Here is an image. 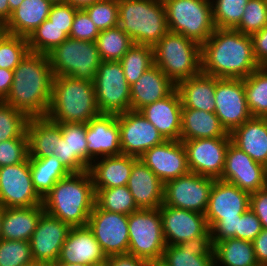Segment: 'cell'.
I'll return each instance as SVG.
<instances>
[{
	"label": "cell",
	"instance_id": "obj_1",
	"mask_svg": "<svg viewBox=\"0 0 267 266\" xmlns=\"http://www.w3.org/2000/svg\"><path fill=\"white\" fill-rule=\"evenodd\" d=\"M250 35L215 28L201 45V72L217 78L244 79L259 68Z\"/></svg>",
	"mask_w": 267,
	"mask_h": 266
},
{
	"label": "cell",
	"instance_id": "obj_2",
	"mask_svg": "<svg viewBox=\"0 0 267 266\" xmlns=\"http://www.w3.org/2000/svg\"><path fill=\"white\" fill-rule=\"evenodd\" d=\"M13 72L12 87L4 102L29 118L46 117L54 79L48 55L29 51Z\"/></svg>",
	"mask_w": 267,
	"mask_h": 266
},
{
	"label": "cell",
	"instance_id": "obj_3",
	"mask_svg": "<svg viewBox=\"0 0 267 266\" xmlns=\"http://www.w3.org/2000/svg\"><path fill=\"white\" fill-rule=\"evenodd\" d=\"M44 211L71 227L86 226L95 205V191L89 170L60 179L43 197Z\"/></svg>",
	"mask_w": 267,
	"mask_h": 266
},
{
	"label": "cell",
	"instance_id": "obj_4",
	"mask_svg": "<svg viewBox=\"0 0 267 266\" xmlns=\"http://www.w3.org/2000/svg\"><path fill=\"white\" fill-rule=\"evenodd\" d=\"M92 81L70 76L54 77L46 117L56 123H88L99 116Z\"/></svg>",
	"mask_w": 267,
	"mask_h": 266
},
{
	"label": "cell",
	"instance_id": "obj_5",
	"mask_svg": "<svg viewBox=\"0 0 267 266\" xmlns=\"http://www.w3.org/2000/svg\"><path fill=\"white\" fill-rule=\"evenodd\" d=\"M118 18L135 44L153 47L169 31L163 0H118Z\"/></svg>",
	"mask_w": 267,
	"mask_h": 266
},
{
	"label": "cell",
	"instance_id": "obj_6",
	"mask_svg": "<svg viewBox=\"0 0 267 266\" xmlns=\"http://www.w3.org/2000/svg\"><path fill=\"white\" fill-rule=\"evenodd\" d=\"M154 64L175 84L201 73V45L168 31L153 46Z\"/></svg>",
	"mask_w": 267,
	"mask_h": 266
},
{
	"label": "cell",
	"instance_id": "obj_7",
	"mask_svg": "<svg viewBox=\"0 0 267 266\" xmlns=\"http://www.w3.org/2000/svg\"><path fill=\"white\" fill-rule=\"evenodd\" d=\"M168 30L204 44L215 31L211 0H163Z\"/></svg>",
	"mask_w": 267,
	"mask_h": 266
},
{
	"label": "cell",
	"instance_id": "obj_8",
	"mask_svg": "<svg viewBox=\"0 0 267 266\" xmlns=\"http://www.w3.org/2000/svg\"><path fill=\"white\" fill-rule=\"evenodd\" d=\"M54 77L94 81L102 62L96 42L67 38L47 53Z\"/></svg>",
	"mask_w": 267,
	"mask_h": 266
},
{
	"label": "cell",
	"instance_id": "obj_9",
	"mask_svg": "<svg viewBox=\"0 0 267 266\" xmlns=\"http://www.w3.org/2000/svg\"><path fill=\"white\" fill-rule=\"evenodd\" d=\"M128 232V253L148 262L162 258L166 243L159 208H141L129 214Z\"/></svg>",
	"mask_w": 267,
	"mask_h": 266
},
{
	"label": "cell",
	"instance_id": "obj_10",
	"mask_svg": "<svg viewBox=\"0 0 267 266\" xmlns=\"http://www.w3.org/2000/svg\"><path fill=\"white\" fill-rule=\"evenodd\" d=\"M93 84L101 114L117 115L131 110V87L119 61H102Z\"/></svg>",
	"mask_w": 267,
	"mask_h": 266
},
{
	"label": "cell",
	"instance_id": "obj_11",
	"mask_svg": "<svg viewBox=\"0 0 267 266\" xmlns=\"http://www.w3.org/2000/svg\"><path fill=\"white\" fill-rule=\"evenodd\" d=\"M215 179L189 172L164 184V204L205 214Z\"/></svg>",
	"mask_w": 267,
	"mask_h": 266
},
{
	"label": "cell",
	"instance_id": "obj_12",
	"mask_svg": "<svg viewBox=\"0 0 267 266\" xmlns=\"http://www.w3.org/2000/svg\"><path fill=\"white\" fill-rule=\"evenodd\" d=\"M42 202L32 183L29 158L0 167V204L4 208L31 207Z\"/></svg>",
	"mask_w": 267,
	"mask_h": 266
},
{
	"label": "cell",
	"instance_id": "obj_13",
	"mask_svg": "<svg viewBox=\"0 0 267 266\" xmlns=\"http://www.w3.org/2000/svg\"><path fill=\"white\" fill-rule=\"evenodd\" d=\"M214 113L228 133L253 117L248 108L243 79L216 77Z\"/></svg>",
	"mask_w": 267,
	"mask_h": 266
},
{
	"label": "cell",
	"instance_id": "obj_14",
	"mask_svg": "<svg viewBox=\"0 0 267 266\" xmlns=\"http://www.w3.org/2000/svg\"><path fill=\"white\" fill-rule=\"evenodd\" d=\"M87 226L106 257L128 253V215L108 212L94 205Z\"/></svg>",
	"mask_w": 267,
	"mask_h": 266
},
{
	"label": "cell",
	"instance_id": "obj_15",
	"mask_svg": "<svg viewBox=\"0 0 267 266\" xmlns=\"http://www.w3.org/2000/svg\"><path fill=\"white\" fill-rule=\"evenodd\" d=\"M231 137L184 140L189 171L220 179Z\"/></svg>",
	"mask_w": 267,
	"mask_h": 266
},
{
	"label": "cell",
	"instance_id": "obj_16",
	"mask_svg": "<svg viewBox=\"0 0 267 266\" xmlns=\"http://www.w3.org/2000/svg\"><path fill=\"white\" fill-rule=\"evenodd\" d=\"M121 153L139 158L166 139L139 111L117 114Z\"/></svg>",
	"mask_w": 267,
	"mask_h": 266
},
{
	"label": "cell",
	"instance_id": "obj_17",
	"mask_svg": "<svg viewBox=\"0 0 267 266\" xmlns=\"http://www.w3.org/2000/svg\"><path fill=\"white\" fill-rule=\"evenodd\" d=\"M70 229L69 224L44 212L29 241L34 263L50 266L56 262Z\"/></svg>",
	"mask_w": 267,
	"mask_h": 266
},
{
	"label": "cell",
	"instance_id": "obj_18",
	"mask_svg": "<svg viewBox=\"0 0 267 266\" xmlns=\"http://www.w3.org/2000/svg\"><path fill=\"white\" fill-rule=\"evenodd\" d=\"M220 180L232 183L250 194L267 186L264 165L255 162L232 142L226 152Z\"/></svg>",
	"mask_w": 267,
	"mask_h": 266
},
{
	"label": "cell",
	"instance_id": "obj_19",
	"mask_svg": "<svg viewBox=\"0 0 267 266\" xmlns=\"http://www.w3.org/2000/svg\"><path fill=\"white\" fill-rule=\"evenodd\" d=\"M139 159L165 184L188 174L187 153L181 140H165L145 151Z\"/></svg>",
	"mask_w": 267,
	"mask_h": 266
},
{
	"label": "cell",
	"instance_id": "obj_20",
	"mask_svg": "<svg viewBox=\"0 0 267 266\" xmlns=\"http://www.w3.org/2000/svg\"><path fill=\"white\" fill-rule=\"evenodd\" d=\"M250 193L216 179L210 192L205 218L210 229L219 219L240 218L249 209Z\"/></svg>",
	"mask_w": 267,
	"mask_h": 266
},
{
	"label": "cell",
	"instance_id": "obj_21",
	"mask_svg": "<svg viewBox=\"0 0 267 266\" xmlns=\"http://www.w3.org/2000/svg\"><path fill=\"white\" fill-rule=\"evenodd\" d=\"M159 210L166 245H178L204 236L209 231L205 214L170 207L164 203Z\"/></svg>",
	"mask_w": 267,
	"mask_h": 266
},
{
	"label": "cell",
	"instance_id": "obj_22",
	"mask_svg": "<svg viewBox=\"0 0 267 266\" xmlns=\"http://www.w3.org/2000/svg\"><path fill=\"white\" fill-rule=\"evenodd\" d=\"M88 159L121 155L119 124L116 114H100L87 123ZM99 156V157H98Z\"/></svg>",
	"mask_w": 267,
	"mask_h": 266
},
{
	"label": "cell",
	"instance_id": "obj_23",
	"mask_svg": "<svg viewBox=\"0 0 267 266\" xmlns=\"http://www.w3.org/2000/svg\"><path fill=\"white\" fill-rule=\"evenodd\" d=\"M106 259L100 244L87 225L71 227L58 257V261L61 262L90 266L103 265Z\"/></svg>",
	"mask_w": 267,
	"mask_h": 266
},
{
	"label": "cell",
	"instance_id": "obj_24",
	"mask_svg": "<svg viewBox=\"0 0 267 266\" xmlns=\"http://www.w3.org/2000/svg\"><path fill=\"white\" fill-rule=\"evenodd\" d=\"M166 140H180L182 101L175 89L170 95L139 111Z\"/></svg>",
	"mask_w": 267,
	"mask_h": 266
},
{
	"label": "cell",
	"instance_id": "obj_25",
	"mask_svg": "<svg viewBox=\"0 0 267 266\" xmlns=\"http://www.w3.org/2000/svg\"><path fill=\"white\" fill-rule=\"evenodd\" d=\"M210 230L178 245H166L161 260L168 266H215Z\"/></svg>",
	"mask_w": 267,
	"mask_h": 266
},
{
	"label": "cell",
	"instance_id": "obj_26",
	"mask_svg": "<svg viewBox=\"0 0 267 266\" xmlns=\"http://www.w3.org/2000/svg\"><path fill=\"white\" fill-rule=\"evenodd\" d=\"M127 187L140 209H156L164 202V183L140 159L133 165Z\"/></svg>",
	"mask_w": 267,
	"mask_h": 266
},
{
	"label": "cell",
	"instance_id": "obj_27",
	"mask_svg": "<svg viewBox=\"0 0 267 266\" xmlns=\"http://www.w3.org/2000/svg\"><path fill=\"white\" fill-rule=\"evenodd\" d=\"M130 87L132 111H140L143 107L164 99L176 89V85L155 64Z\"/></svg>",
	"mask_w": 267,
	"mask_h": 266
},
{
	"label": "cell",
	"instance_id": "obj_28",
	"mask_svg": "<svg viewBox=\"0 0 267 266\" xmlns=\"http://www.w3.org/2000/svg\"><path fill=\"white\" fill-rule=\"evenodd\" d=\"M100 159V160H99ZM139 158L130 155L105 156L89 167L94 191L127 185L133 165Z\"/></svg>",
	"mask_w": 267,
	"mask_h": 266
},
{
	"label": "cell",
	"instance_id": "obj_29",
	"mask_svg": "<svg viewBox=\"0 0 267 266\" xmlns=\"http://www.w3.org/2000/svg\"><path fill=\"white\" fill-rule=\"evenodd\" d=\"M231 142L255 162L267 161V118L252 117L231 133Z\"/></svg>",
	"mask_w": 267,
	"mask_h": 266
},
{
	"label": "cell",
	"instance_id": "obj_30",
	"mask_svg": "<svg viewBox=\"0 0 267 266\" xmlns=\"http://www.w3.org/2000/svg\"><path fill=\"white\" fill-rule=\"evenodd\" d=\"M215 88L216 77L202 72L197 76L182 80L176 85L184 108L212 113L215 112Z\"/></svg>",
	"mask_w": 267,
	"mask_h": 266
},
{
	"label": "cell",
	"instance_id": "obj_31",
	"mask_svg": "<svg viewBox=\"0 0 267 266\" xmlns=\"http://www.w3.org/2000/svg\"><path fill=\"white\" fill-rule=\"evenodd\" d=\"M44 212L42 204L31 207L4 208L1 223L2 239L30 241Z\"/></svg>",
	"mask_w": 267,
	"mask_h": 266
},
{
	"label": "cell",
	"instance_id": "obj_32",
	"mask_svg": "<svg viewBox=\"0 0 267 266\" xmlns=\"http://www.w3.org/2000/svg\"><path fill=\"white\" fill-rule=\"evenodd\" d=\"M217 137L231 136L215 113L182 106L181 141Z\"/></svg>",
	"mask_w": 267,
	"mask_h": 266
},
{
	"label": "cell",
	"instance_id": "obj_33",
	"mask_svg": "<svg viewBox=\"0 0 267 266\" xmlns=\"http://www.w3.org/2000/svg\"><path fill=\"white\" fill-rule=\"evenodd\" d=\"M53 3L48 0H23L7 21L8 34L28 38L46 19Z\"/></svg>",
	"mask_w": 267,
	"mask_h": 266
},
{
	"label": "cell",
	"instance_id": "obj_34",
	"mask_svg": "<svg viewBox=\"0 0 267 266\" xmlns=\"http://www.w3.org/2000/svg\"><path fill=\"white\" fill-rule=\"evenodd\" d=\"M29 157L44 158L51 156L62 137L59 123L48 117H32L27 123Z\"/></svg>",
	"mask_w": 267,
	"mask_h": 266
},
{
	"label": "cell",
	"instance_id": "obj_35",
	"mask_svg": "<svg viewBox=\"0 0 267 266\" xmlns=\"http://www.w3.org/2000/svg\"><path fill=\"white\" fill-rule=\"evenodd\" d=\"M215 266H259L251 241L227 238L214 244Z\"/></svg>",
	"mask_w": 267,
	"mask_h": 266
},
{
	"label": "cell",
	"instance_id": "obj_36",
	"mask_svg": "<svg viewBox=\"0 0 267 266\" xmlns=\"http://www.w3.org/2000/svg\"><path fill=\"white\" fill-rule=\"evenodd\" d=\"M29 162L33 186L42 198L60 179L71 174L53 155L44 158L29 157Z\"/></svg>",
	"mask_w": 267,
	"mask_h": 266
},
{
	"label": "cell",
	"instance_id": "obj_37",
	"mask_svg": "<svg viewBox=\"0 0 267 266\" xmlns=\"http://www.w3.org/2000/svg\"><path fill=\"white\" fill-rule=\"evenodd\" d=\"M243 80L251 115L267 118V66H260Z\"/></svg>",
	"mask_w": 267,
	"mask_h": 266
},
{
	"label": "cell",
	"instance_id": "obj_38",
	"mask_svg": "<svg viewBox=\"0 0 267 266\" xmlns=\"http://www.w3.org/2000/svg\"><path fill=\"white\" fill-rule=\"evenodd\" d=\"M95 42L102 61H120L133 45L132 39L119 26L100 31Z\"/></svg>",
	"mask_w": 267,
	"mask_h": 266
},
{
	"label": "cell",
	"instance_id": "obj_39",
	"mask_svg": "<svg viewBox=\"0 0 267 266\" xmlns=\"http://www.w3.org/2000/svg\"><path fill=\"white\" fill-rule=\"evenodd\" d=\"M95 205L105 211L125 215L140 209L127 185L97 190L95 192Z\"/></svg>",
	"mask_w": 267,
	"mask_h": 266
},
{
	"label": "cell",
	"instance_id": "obj_40",
	"mask_svg": "<svg viewBox=\"0 0 267 266\" xmlns=\"http://www.w3.org/2000/svg\"><path fill=\"white\" fill-rule=\"evenodd\" d=\"M119 62L122 65L126 81L131 86L154 65L153 47L133 43Z\"/></svg>",
	"mask_w": 267,
	"mask_h": 266
},
{
	"label": "cell",
	"instance_id": "obj_41",
	"mask_svg": "<svg viewBox=\"0 0 267 266\" xmlns=\"http://www.w3.org/2000/svg\"><path fill=\"white\" fill-rule=\"evenodd\" d=\"M70 30L71 28H59L46 19L27 38L29 51L49 53L69 37Z\"/></svg>",
	"mask_w": 267,
	"mask_h": 266
},
{
	"label": "cell",
	"instance_id": "obj_42",
	"mask_svg": "<svg viewBox=\"0 0 267 266\" xmlns=\"http://www.w3.org/2000/svg\"><path fill=\"white\" fill-rule=\"evenodd\" d=\"M29 117L13 106L0 101V142L13 138H28Z\"/></svg>",
	"mask_w": 267,
	"mask_h": 266
},
{
	"label": "cell",
	"instance_id": "obj_43",
	"mask_svg": "<svg viewBox=\"0 0 267 266\" xmlns=\"http://www.w3.org/2000/svg\"><path fill=\"white\" fill-rule=\"evenodd\" d=\"M249 0H212L213 22L215 28L235 29Z\"/></svg>",
	"mask_w": 267,
	"mask_h": 266
},
{
	"label": "cell",
	"instance_id": "obj_44",
	"mask_svg": "<svg viewBox=\"0 0 267 266\" xmlns=\"http://www.w3.org/2000/svg\"><path fill=\"white\" fill-rule=\"evenodd\" d=\"M62 137L67 141L69 156H76L88 169L92 162L88 159L87 123H61Z\"/></svg>",
	"mask_w": 267,
	"mask_h": 266
},
{
	"label": "cell",
	"instance_id": "obj_45",
	"mask_svg": "<svg viewBox=\"0 0 267 266\" xmlns=\"http://www.w3.org/2000/svg\"><path fill=\"white\" fill-rule=\"evenodd\" d=\"M30 242L0 240V266H34Z\"/></svg>",
	"mask_w": 267,
	"mask_h": 266
},
{
	"label": "cell",
	"instance_id": "obj_46",
	"mask_svg": "<svg viewBox=\"0 0 267 266\" xmlns=\"http://www.w3.org/2000/svg\"><path fill=\"white\" fill-rule=\"evenodd\" d=\"M28 52L27 38L7 34L0 41V68L14 70Z\"/></svg>",
	"mask_w": 267,
	"mask_h": 266
},
{
	"label": "cell",
	"instance_id": "obj_47",
	"mask_svg": "<svg viewBox=\"0 0 267 266\" xmlns=\"http://www.w3.org/2000/svg\"><path fill=\"white\" fill-rule=\"evenodd\" d=\"M267 25V0H249L235 30L252 35Z\"/></svg>",
	"mask_w": 267,
	"mask_h": 266
},
{
	"label": "cell",
	"instance_id": "obj_48",
	"mask_svg": "<svg viewBox=\"0 0 267 266\" xmlns=\"http://www.w3.org/2000/svg\"><path fill=\"white\" fill-rule=\"evenodd\" d=\"M84 10L100 31L119 26L118 0H100Z\"/></svg>",
	"mask_w": 267,
	"mask_h": 266
},
{
	"label": "cell",
	"instance_id": "obj_49",
	"mask_svg": "<svg viewBox=\"0 0 267 266\" xmlns=\"http://www.w3.org/2000/svg\"><path fill=\"white\" fill-rule=\"evenodd\" d=\"M29 158V139L13 138L0 142V167L15 165Z\"/></svg>",
	"mask_w": 267,
	"mask_h": 266
},
{
	"label": "cell",
	"instance_id": "obj_50",
	"mask_svg": "<svg viewBox=\"0 0 267 266\" xmlns=\"http://www.w3.org/2000/svg\"><path fill=\"white\" fill-rule=\"evenodd\" d=\"M100 30L84 9H78L73 19L69 38L81 41H96Z\"/></svg>",
	"mask_w": 267,
	"mask_h": 266
},
{
	"label": "cell",
	"instance_id": "obj_51",
	"mask_svg": "<svg viewBox=\"0 0 267 266\" xmlns=\"http://www.w3.org/2000/svg\"><path fill=\"white\" fill-rule=\"evenodd\" d=\"M263 227L255 215V213L249 208L239 218L238 231H236V238L253 241L257 235L262 231Z\"/></svg>",
	"mask_w": 267,
	"mask_h": 266
},
{
	"label": "cell",
	"instance_id": "obj_52",
	"mask_svg": "<svg viewBox=\"0 0 267 266\" xmlns=\"http://www.w3.org/2000/svg\"><path fill=\"white\" fill-rule=\"evenodd\" d=\"M52 155L60 160L70 173H80L89 170L76 156H69L67 141L61 137Z\"/></svg>",
	"mask_w": 267,
	"mask_h": 266
},
{
	"label": "cell",
	"instance_id": "obj_53",
	"mask_svg": "<svg viewBox=\"0 0 267 266\" xmlns=\"http://www.w3.org/2000/svg\"><path fill=\"white\" fill-rule=\"evenodd\" d=\"M77 10V8L67 3L53 4L48 20L59 28H71Z\"/></svg>",
	"mask_w": 267,
	"mask_h": 266
},
{
	"label": "cell",
	"instance_id": "obj_54",
	"mask_svg": "<svg viewBox=\"0 0 267 266\" xmlns=\"http://www.w3.org/2000/svg\"><path fill=\"white\" fill-rule=\"evenodd\" d=\"M239 218L219 219L209 230L213 245L227 238H236V231H238Z\"/></svg>",
	"mask_w": 267,
	"mask_h": 266
},
{
	"label": "cell",
	"instance_id": "obj_55",
	"mask_svg": "<svg viewBox=\"0 0 267 266\" xmlns=\"http://www.w3.org/2000/svg\"><path fill=\"white\" fill-rule=\"evenodd\" d=\"M249 208L258 217L262 227L267 229V186L250 194Z\"/></svg>",
	"mask_w": 267,
	"mask_h": 266
},
{
	"label": "cell",
	"instance_id": "obj_56",
	"mask_svg": "<svg viewBox=\"0 0 267 266\" xmlns=\"http://www.w3.org/2000/svg\"><path fill=\"white\" fill-rule=\"evenodd\" d=\"M253 52L259 66H267V25L251 35Z\"/></svg>",
	"mask_w": 267,
	"mask_h": 266
},
{
	"label": "cell",
	"instance_id": "obj_57",
	"mask_svg": "<svg viewBox=\"0 0 267 266\" xmlns=\"http://www.w3.org/2000/svg\"><path fill=\"white\" fill-rule=\"evenodd\" d=\"M107 266H148L149 262L130 253L108 256Z\"/></svg>",
	"mask_w": 267,
	"mask_h": 266
},
{
	"label": "cell",
	"instance_id": "obj_58",
	"mask_svg": "<svg viewBox=\"0 0 267 266\" xmlns=\"http://www.w3.org/2000/svg\"><path fill=\"white\" fill-rule=\"evenodd\" d=\"M259 266H267V229L263 228L252 241Z\"/></svg>",
	"mask_w": 267,
	"mask_h": 266
},
{
	"label": "cell",
	"instance_id": "obj_59",
	"mask_svg": "<svg viewBox=\"0 0 267 266\" xmlns=\"http://www.w3.org/2000/svg\"><path fill=\"white\" fill-rule=\"evenodd\" d=\"M14 72L0 68V101H4L8 96L13 82Z\"/></svg>",
	"mask_w": 267,
	"mask_h": 266
},
{
	"label": "cell",
	"instance_id": "obj_60",
	"mask_svg": "<svg viewBox=\"0 0 267 266\" xmlns=\"http://www.w3.org/2000/svg\"><path fill=\"white\" fill-rule=\"evenodd\" d=\"M0 19L6 23L10 19V7L8 0H0Z\"/></svg>",
	"mask_w": 267,
	"mask_h": 266
},
{
	"label": "cell",
	"instance_id": "obj_61",
	"mask_svg": "<svg viewBox=\"0 0 267 266\" xmlns=\"http://www.w3.org/2000/svg\"><path fill=\"white\" fill-rule=\"evenodd\" d=\"M100 0H65V3L74 6L77 9H84L85 7Z\"/></svg>",
	"mask_w": 267,
	"mask_h": 266
},
{
	"label": "cell",
	"instance_id": "obj_62",
	"mask_svg": "<svg viewBox=\"0 0 267 266\" xmlns=\"http://www.w3.org/2000/svg\"><path fill=\"white\" fill-rule=\"evenodd\" d=\"M8 34L7 23L0 19V41Z\"/></svg>",
	"mask_w": 267,
	"mask_h": 266
},
{
	"label": "cell",
	"instance_id": "obj_63",
	"mask_svg": "<svg viewBox=\"0 0 267 266\" xmlns=\"http://www.w3.org/2000/svg\"><path fill=\"white\" fill-rule=\"evenodd\" d=\"M22 2L23 0H8L10 7V17L12 12L15 11Z\"/></svg>",
	"mask_w": 267,
	"mask_h": 266
},
{
	"label": "cell",
	"instance_id": "obj_64",
	"mask_svg": "<svg viewBox=\"0 0 267 266\" xmlns=\"http://www.w3.org/2000/svg\"><path fill=\"white\" fill-rule=\"evenodd\" d=\"M50 266H90L88 264H73V263H65V262H61V261H56L54 263H52Z\"/></svg>",
	"mask_w": 267,
	"mask_h": 266
},
{
	"label": "cell",
	"instance_id": "obj_65",
	"mask_svg": "<svg viewBox=\"0 0 267 266\" xmlns=\"http://www.w3.org/2000/svg\"><path fill=\"white\" fill-rule=\"evenodd\" d=\"M148 266H168V265L160 259V260L150 261Z\"/></svg>",
	"mask_w": 267,
	"mask_h": 266
},
{
	"label": "cell",
	"instance_id": "obj_66",
	"mask_svg": "<svg viewBox=\"0 0 267 266\" xmlns=\"http://www.w3.org/2000/svg\"><path fill=\"white\" fill-rule=\"evenodd\" d=\"M3 212H4V207L0 204V240L2 239V236H1V223H2Z\"/></svg>",
	"mask_w": 267,
	"mask_h": 266
},
{
	"label": "cell",
	"instance_id": "obj_67",
	"mask_svg": "<svg viewBox=\"0 0 267 266\" xmlns=\"http://www.w3.org/2000/svg\"><path fill=\"white\" fill-rule=\"evenodd\" d=\"M48 1L52 2L53 4L65 3V0H48Z\"/></svg>",
	"mask_w": 267,
	"mask_h": 266
},
{
	"label": "cell",
	"instance_id": "obj_68",
	"mask_svg": "<svg viewBox=\"0 0 267 266\" xmlns=\"http://www.w3.org/2000/svg\"><path fill=\"white\" fill-rule=\"evenodd\" d=\"M264 171H265V177H266V180H267V161L264 164Z\"/></svg>",
	"mask_w": 267,
	"mask_h": 266
}]
</instances>
